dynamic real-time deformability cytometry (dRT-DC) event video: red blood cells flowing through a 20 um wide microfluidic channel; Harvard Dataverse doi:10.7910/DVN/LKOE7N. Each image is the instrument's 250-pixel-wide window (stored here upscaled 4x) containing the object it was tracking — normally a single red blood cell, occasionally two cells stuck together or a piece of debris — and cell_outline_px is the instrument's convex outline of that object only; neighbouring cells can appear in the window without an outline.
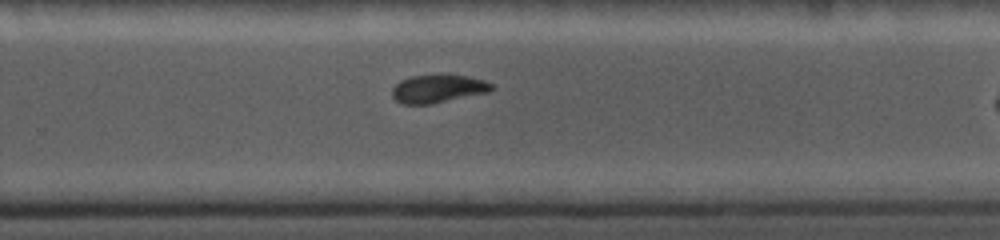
{"species": "common noctule bat (a hibernating species)", "species_latin": "Nyctalus noctula", "temperature_condition": "cold", "stored_images_in_passage": 20, "camera_frame_rate_fps": 5000, "um_per_image_px": 0.085, "animal": {"sex": "female", "body_mass_g": 19.0, "forearm_length_mm": 56.7}, "frame": {"image": 1, "passage_image": 15, "time_ms": 9.2, "image_size_px": [1000, 240], "cell_outline_px": [[492, 88], [488, 92], [432, 104], [400, 104], [392, 96], [392, 88], [400, 80], [412, 76], [468, 76], [484, 80], [492, 84]], "centroid_in_image_um": [37.19, 7.56], "position_along_channel_um": 292.6, "area_um2": 15.95}}